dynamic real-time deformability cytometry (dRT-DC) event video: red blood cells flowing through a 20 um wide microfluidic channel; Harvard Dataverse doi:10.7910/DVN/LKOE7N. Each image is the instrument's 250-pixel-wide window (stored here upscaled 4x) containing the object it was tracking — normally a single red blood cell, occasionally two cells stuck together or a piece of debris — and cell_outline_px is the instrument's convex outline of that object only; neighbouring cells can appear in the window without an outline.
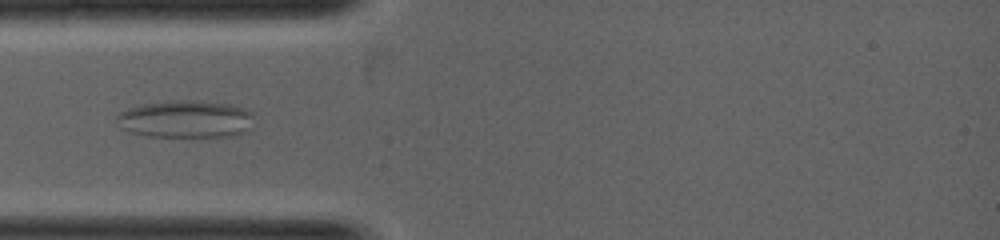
{"species": "common noctule bat (a hibernating species)", "species_latin": "Nyctalus noctula", "temperature_condition": "warm", "stored_images_in_passage": 3, "camera_frame_rate_fps": 5000, "um_per_image_px": 0.085, "animal": {"sex": "female", "body_mass_g": 19.0, "forearm_length_mm": 53.3}, "frame": {"image": 1, "passage_image": 1, "time_ms": 0.0, "image_size_px": [1000, 240], "cell_outline_px": [[252, 116], [244, 128], [240, 132], [232, 136], [148, 136], [132, 132], [120, 128], [116, 116], [120, 112], [128, 108], [144, 104], [176, 100], [192, 100], [232, 104], [244, 108], [252, 112]], "centroid_in_image_um": [15.71, 10.1], "position_along_channel_um": 69.3, "area_um2": 29.3}}
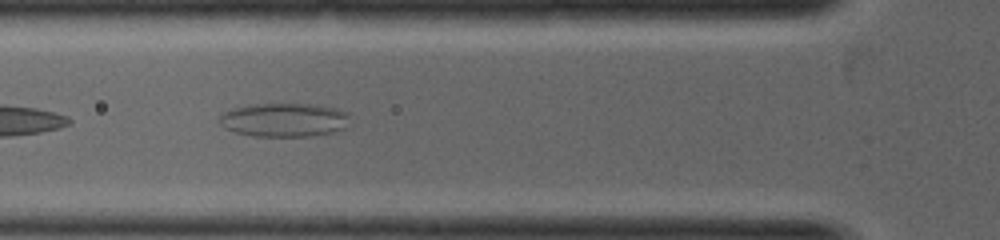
{"frame": {"image": 2, "passage_image": 2, "time_ms": 0.4, "image_size_px": [1000, 240], "cell_outline_px": [[348, 116], [344, 128], [332, 132], [308, 136], [252, 136], [236, 132], [224, 128], [216, 120], [224, 112], [232, 108], [248, 104], [316, 104], [336, 108], [348, 112]], "centroid_in_image_um": [24.09, 10.18], "position_along_channel_um": 101.7, "area_um2": 25.72}}